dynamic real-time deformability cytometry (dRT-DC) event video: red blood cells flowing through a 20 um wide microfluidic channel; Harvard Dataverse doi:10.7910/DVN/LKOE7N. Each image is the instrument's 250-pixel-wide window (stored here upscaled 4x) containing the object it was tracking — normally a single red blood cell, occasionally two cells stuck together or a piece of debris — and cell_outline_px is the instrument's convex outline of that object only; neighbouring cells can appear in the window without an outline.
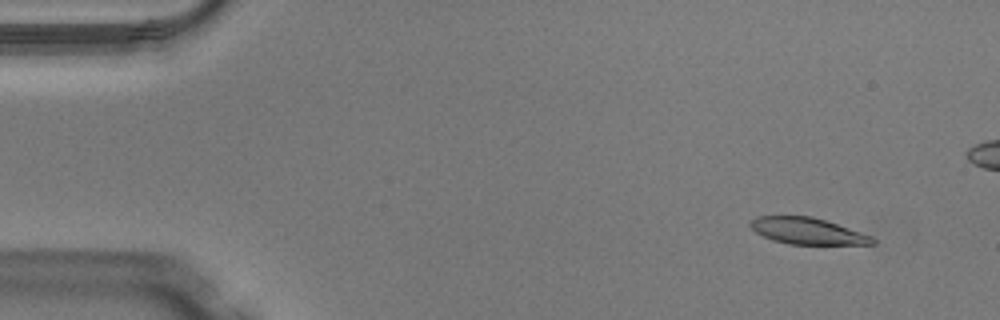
{"species": "Egyptian fruit bat (a non-hibernating species)", "species_latin": "Rousettus aegyptiacus", "temperature_condition": "warm", "stored_images_in_passage": 47, "camera_frame_rate_fps": 3000, "um_per_image_px": 0.085, "animal": {"sex": "male"}, "frame": {"image": 1, "passage_image": 1, "time_ms": 0.0, "image_size_px": [1000, 320], "cell_outline_px": [[876, 244], [788, 244], [772, 240], [756, 232], [748, 224], [756, 216], [812, 216], [872, 236], [876, 240]], "centroid_in_image_um": [68.61, 19.64], "position_along_channel_um": 16.4, "area_um2": 18.61}}
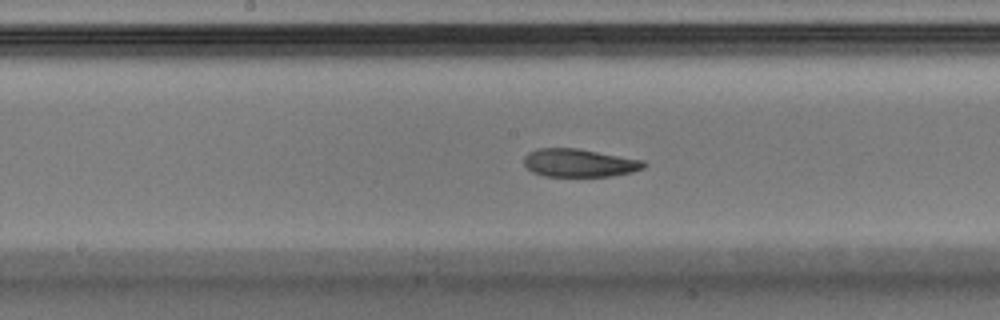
{"frame": {"image": 2, "passage_image": 22, "time_ms": 7.0, "image_size_px": [1000, 320], "cell_outline_px": [[648, 164], [644, 168], [632, 172], [612, 176], [544, 176], [532, 172], [524, 164], [524, 156], [528, 152], [540, 148], [576, 148], [644, 160]], "centroid_in_image_um": [49.25, 13.85], "position_along_channel_um": 198.9, "area_um2": 19.65}}
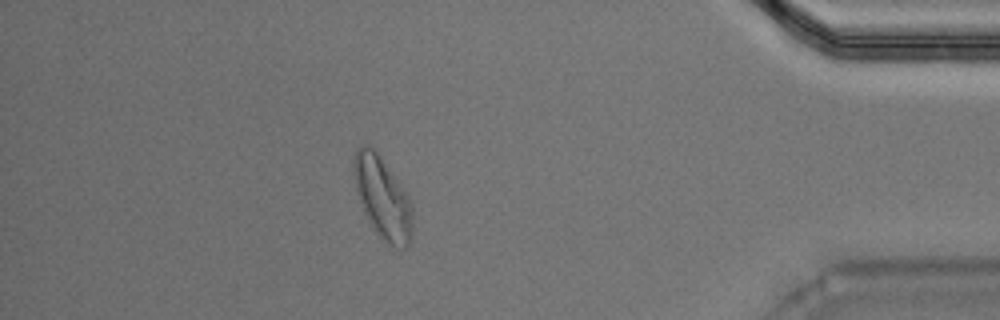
{"frame": {"image": 3, "passage_image": 40, "time_ms": 13.0, "image_size_px": [1000, 320], "cell_outline_px": [[412, 240], [404, 248], [400, 248], [388, 244], [380, 240], [372, 228], [364, 212], [356, 192], [352, 172], [352, 160], [356, 148], [360, 144], [368, 144], [380, 156], [400, 184], [408, 196], [412, 204]], "centroid_in_image_um": [32.48, 16.82], "position_along_channel_um": 402.7, "area_um2": 28.44}, "authors_computed_cell_mechanics": {"area_um2": 20.8658, "velocity_mm_per_s": 4.097, "shape_relaxation_time_tau1_ms": 5.2395, "shape_relaxation_time_tau2_ms": 2.5055, "deformation_change_tau1": 0.1865, "deformation_change_tau2": 0.1003}}